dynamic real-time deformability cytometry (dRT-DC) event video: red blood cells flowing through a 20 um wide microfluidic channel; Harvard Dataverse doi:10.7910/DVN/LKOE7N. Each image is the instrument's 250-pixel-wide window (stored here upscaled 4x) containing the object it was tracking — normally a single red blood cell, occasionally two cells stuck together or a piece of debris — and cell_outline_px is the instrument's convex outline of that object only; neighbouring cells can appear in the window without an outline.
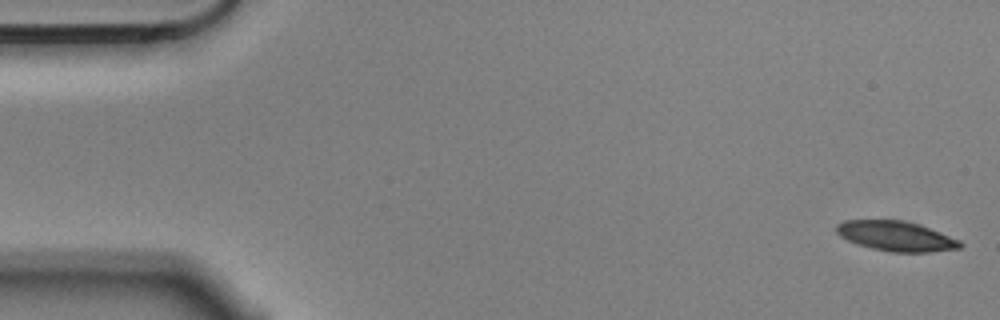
{"species": "Egyptian fruit bat (a non-hibernating species)", "species_latin": "Rousettus aegyptiacus", "temperature_condition": "cold", "stored_images_in_passage": 5, "camera_frame_rate_fps": 3000, "um_per_image_px": 0.085, "animal": {"sex": "male"}, "frame": {"image": 1, "passage_image": 1, "time_ms": 0.0, "image_size_px": [1000, 320], "cell_outline_px": [[964, 244], [960, 248], [928, 252], [892, 252], [872, 248], [856, 244], [840, 236], [836, 232], [836, 224], [844, 220], [904, 220], [920, 224], [960, 240]], "centroid_in_image_um": [76.16, 20.06], "position_along_channel_um": 8.8, "area_um2": 21.62}}
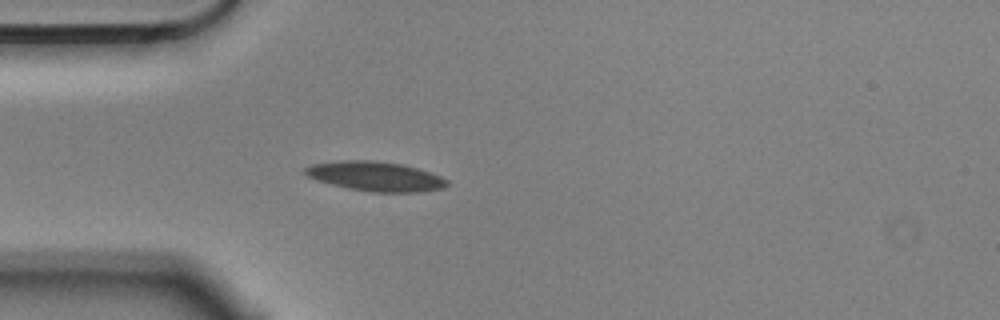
{"frame": {"image": 2, "passage_image": 5, "time_ms": 1.333, "image_size_px": [1000, 320], "cell_outline_px": [[448, 184], [444, 188], [420, 192], [372, 192], [348, 188], [316, 180], [308, 176], [304, 172], [304, 168], [312, 164], [340, 160], [372, 160], [404, 164], [440, 176], [448, 180]], "centroid_in_image_um": [31.91, 14.98], "position_along_channel_um": 53.1, "area_um2": 24.39}}